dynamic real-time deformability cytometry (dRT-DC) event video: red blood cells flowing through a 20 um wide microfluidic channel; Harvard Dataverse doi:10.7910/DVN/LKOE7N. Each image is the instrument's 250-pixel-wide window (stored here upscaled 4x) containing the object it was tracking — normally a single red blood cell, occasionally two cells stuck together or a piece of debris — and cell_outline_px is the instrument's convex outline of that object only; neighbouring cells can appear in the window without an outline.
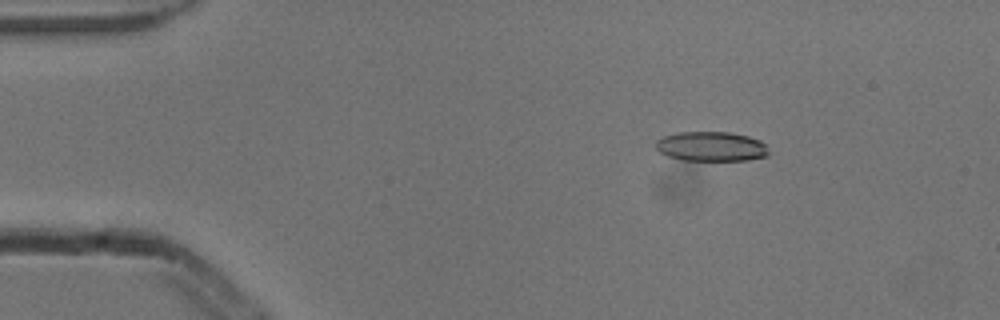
{"species": "common noctule bat (a hibernating species)", "species_latin": "Nyctalus noctula", "temperature_condition": "cold", "stored_images_in_passage": 5, "camera_frame_rate_fps": 3000, "um_per_image_px": 0.085, "animal": {"sex": "male", "body_mass_g": 13.3}, "frame": {"image": 1, "passage_image": 3, "time_ms": 0.667, "image_size_px": [1000, 320], "cell_outline_px": [[768, 156], [748, 160], [684, 160], [668, 156], [660, 152], [656, 148], [656, 140], [664, 136], [676, 132], [728, 132], [748, 136], [760, 140], [764, 144], [768, 152]], "centroid_in_image_um": [60.44, 12.44], "position_along_channel_um": 24.6, "area_um2": 19.42}}